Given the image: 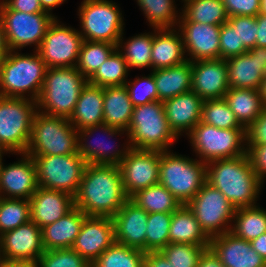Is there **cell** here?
Segmentation results:
<instances>
[{
    "mask_svg": "<svg viewBox=\"0 0 266 267\" xmlns=\"http://www.w3.org/2000/svg\"><path fill=\"white\" fill-rule=\"evenodd\" d=\"M243 46H238L237 30L228 21L220 25V59L238 56L246 53Z\"/></svg>",
    "mask_w": 266,
    "mask_h": 267,
    "instance_id": "cell-49",
    "label": "cell"
},
{
    "mask_svg": "<svg viewBox=\"0 0 266 267\" xmlns=\"http://www.w3.org/2000/svg\"><path fill=\"white\" fill-rule=\"evenodd\" d=\"M156 84L158 101H164L191 90L192 65L187 60L182 64L151 72Z\"/></svg>",
    "mask_w": 266,
    "mask_h": 267,
    "instance_id": "cell-30",
    "label": "cell"
},
{
    "mask_svg": "<svg viewBox=\"0 0 266 267\" xmlns=\"http://www.w3.org/2000/svg\"><path fill=\"white\" fill-rule=\"evenodd\" d=\"M129 199L138 207L143 208L147 213H173L182 205L181 202L161 184H156L137 191Z\"/></svg>",
    "mask_w": 266,
    "mask_h": 267,
    "instance_id": "cell-35",
    "label": "cell"
},
{
    "mask_svg": "<svg viewBox=\"0 0 266 267\" xmlns=\"http://www.w3.org/2000/svg\"><path fill=\"white\" fill-rule=\"evenodd\" d=\"M20 160L0 167V197L29 200L38 188L36 166L27 153Z\"/></svg>",
    "mask_w": 266,
    "mask_h": 267,
    "instance_id": "cell-18",
    "label": "cell"
},
{
    "mask_svg": "<svg viewBox=\"0 0 266 267\" xmlns=\"http://www.w3.org/2000/svg\"><path fill=\"white\" fill-rule=\"evenodd\" d=\"M30 220V200L0 197V235Z\"/></svg>",
    "mask_w": 266,
    "mask_h": 267,
    "instance_id": "cell-42",
    "label": "cell"
},
{
    "mask_svg": "<svg viewBox=\"0 0 266 267\" xmlns=\"http://www.w3.org/2000/svg\"><path fill=\"white\" fill-rule=\"evenodd\" d=\"M228 22L237 30L238 46H243L247 51L255 47L256 16H231Z\"/></svg>",
    "mask_w": 266,
    "mask_h": 267,
    "instance_id": "cell-48",
    "label": "cell"
},
{
    "mask_svg": "<svg viewBox=\"0 0 266 267\" xmlns=\"http://www.w3.org/2000/svg\"><path fill=\"white\" fill-rule=\"evenodd\" d=\"M203 103L192 90L163 101L168 124L178 138L184 136L181 133L188 135L201 121Z\"/></svg>",
    "mask_w": 266,
    "mask_h": 267,
    "instance_id": "cell-26",
    "label": "cell"
},
{
    "mask_svg": "<svg viewBox=\"0 0 266 267\" xmlns=\"http://www.w3.org/2000/svg\"><path fill=\"white\" fill-rule=\"evenodd\" d=\"M187 136L196 157L204 163L247 153L245 128L220 129L200 121Z\"/></svg>",
    "mask_w": 266,
    "mask_h": 267,
    "instance_id": "cell-9",
    "label": "cell"
},
{
    "mask_svg": "<svg viewBox=\"0 0 266 267\" xmlns=\"http://www.w3.org/2000/svg\"><path fill=\"white\" fill-rule=\"evenodd\" d=\"M247 155L256 175L264 184L266 180V145H248Z\"/></svg>",
    "mask_w": 266,
    "mask_h": 267,
    "instance_id": "cell-52",
    "label": "cell"
},
{
    "mask_svg": "<svg viewBox=\"0 0 266 267\" xmlns=\"http://www.w3.org/2000/svg\"><path fill=\"white\" fill-rule=\"evenodd\" d=\"M114 242L112 218L87 216L72 248L92 264Z\"/></svg>",
    "mask_w": 266,
    "mask_h": 267,
    "instance_id": "cell-20",
    "label": "cell"
},
{
    "mask_svg": "<svg viewBox=\"0 0 266 267\" xmlns=\"http://www.w3.org/2000/svg\"><path fill=\"white\" fill-rule=\"evenodd\" d=\"M46 70V64L37 51L34 54H22L9 50L0 62V96L37 101Z\"/></svg>",
    "mask_w": 266,
    "mask_h": 267,
    "instance_id": "cell-3",
    "label": "cell"
},
{
    "mask_svg": "<svg viewBox=\"0 0 266 267\" xmlns=\"http://www.w3.org/2000/svg\"><path fill=\"white\" fill-rule=\"evenodd\" d=\"M36 112L34 100L0 96V146L9 154L26 153Z\"/></svg>",
    "mask_w": 266,
    "mask_h": 267,
    "instance_id": "cell-8",
    "label": "cell"
},
{
    "mask_svg": "<svg viewBox=\"0 0 266 267\" xmlns=\"http://www.w3.org/2000/svg\"><path fill=\"white\" fill-rule=\"evenodd\" d=\"M116 4L109 0L82 1L78 16L83 40L118 44L125 24L122 11Z\"/></svg>",
    "mask_w": 266,
    "mask_h": 267,
    "instance_id": "cell-10",
    "label": "cell"
},
{
    "mask_svg": "<svg viewBox=\"0 0 266 267\" xmlns=\"http://www.w3.org/2000/svg\"><path fill=\"white\" fill-rule=\"evenodd\" d=\"M112 219L115 242L145 252L148 213L128 199Z\"/></svg>",
    "mask_w": 266,
    "mask_h": 267,
    "instance_id": "cell-23",
    "label": "cell"
},
{
    "mask_svg": "<svg viewBox=\"0 0 266 267\" xmlns=\"http://www.w3.org/2000/svg\"><path fill=\"white\" fill-rule=\"evenodd\" d=\"M181 17L178 22H198L222 25L228 15L222 0H182Z\"/></svg>",
    "mask_w": 266,
    "mask_h": 267,
    "instance_id": "cell-34",
    "label": "cell"
},
{
    "mask_svg": "<svg viewBox=\"0 0 266 267\" xmlns=\"http://www.w3.org/2000/svg\"><path fill=\"white\" fill-rule=\"evenodd\" d=\"M103 102V124L127 131L134 106L125 85L103 88Z\"/></svg>",
    "mask_w": 266,
    "mask_h": 267,
    "instance_id": "cell-31",
    "label": "cell"
},
{
    "mask_svg": "<svg viewBox=\"0 0 266 267\" xmlns=\"http://www.w3.org/2000/svg\"><path fill=\"white\" fill-rule=\"evenodd\" d=\"M26 153L30 156H58L78 153L77 130L64 117L35 113Z\"/></svg>",
    "mask_w": 266,
    "mask_h": 267,
    "instance_id": "cell-6",
    "label": "cell"
},
{
    "mask_svg": "<svg viewBox=\"0 0 266 267\" xmlns=\"http://www.w3.org/2000/svg\"><path fill=\"white\" fill-rule=\"evenodd\" d=\"M206 182L221 191L235 209L256 206L264 186L247 153L206 163Z\"/></svg>",
    "mask_w": 266,
    "mask_h": 267,
    "instance_id": "cell-2",
    "label": "cell"
},
{
    "mask_svg": "<svg viewBox=\"0 0 266 267\" xmlns=\"http://www.w3.org/2000/svg\"><path fill=\"white\" fill-rule=\"evenodd\" d=\"M98 131L101 132L103 135L107 136L108 139L116 137V135L117 137L119 135L121 136L125 132L127 138H129L126 130L110 127L106 124L85 127L80 130H77L78 154L84 159L87 164H106L118 166L122 159L131 149L129 140L126 141V146L124 145L123 149H120V146L118 147V145L112 146L110 144V141L105 143L104 139H102L101 141V139L97 138V144L95 142L93 143L92 141L90 142L89 139L91 135L93 136V134Z\"/></svg>",
    "mask_w": 266,
    "mask_h": 267,
    "instance_id": "cell-17",
    "label": "cell"
},
{
    "mask_svg": "<svg viewBox=\"0 0 266 267\" xmlns=\"http://www.w3.org/2000/svg\"><path fill=\"white\" fill-rule=\"evenodd\" d=\"M191 65V90L203 100L224 98L229 90L228 70L225 60H197L191 61Z\"/></svg>",
    "mask_w": 266,
    "mask_h": 267,
    "instance_id": "cell-22",
    "label": "cell"
},
{
    "mask_svg": "<svg viewBox=\"0 0 266 267\" xmlns=\"http://www.w3.org/2000/svg\"><path fill=\"white\" fill-rule=\"evenodd\" d=\"M260 14L266 15V0H261V3H260Z\"/></svg>",
    "mask_w": 266,
    "mask_h": 267,
    "instance_id": "cell-62",
    "label": "cell"
},
{
    "mask_svg": "<svg viewBox=\"0 0 266 267\" xmlns=\"http://www.w3.org/2000/svg\"><path fill=\"white\" fill-rule=\"evenodd\" d=\"M9 49L5 39L4 25L0 17V62L8 55Z\"/></svg>",
    "mask_w": 266,
    "mask_h": 267,
    "instance_id": "cell-58",
    "label": "cell"
},
{
    "mask_svg": "<svg viewBox=\"0 0 266 267\" xmlns=\"http://www.w3.org/2000/svg\"><path fill=\"white\" fill-rule=\"evenodd\" d=\"M128 72L126 60L116 49L88 79V83L102 88L123 86L128 80Z\"/></svg>",
    "mask_w": 266,
    "mask_h": 267,
    "instance_id": "cell-38",
    "label": "cell"
},
{
    "mask_svg": "<svg viewBox=\"0 0 266 267\" xmlns=\"http://www.w3.org/2000/svg\"><path fill=\"white\" fill-rule=\"evenodd\" d=\"M123 39L122 34L117 44V50L126 60L129 70L130 68L143 69L145 67H151L152 69L151 51L153 33H141L129 38L126 42Z\"/></svg>",
    "mask_w": 266,
    "mask_h": 267,
    "instance_id": "cell-37",
    "label": "cell"
},
{
    "mask_svg": "<svg viewBox=\"0 0 266 267\" xmlns=\"http://www.w3.org/2000/svg\"><path fill=\"white\" fill-rule=\"evenodd\" d=\"M169 243L210 245V238L201 229L193 211L182 204L172 213Z\"/></svg>",
    "mask_w": 266,
    "mask_h": 267,
    "instance_id": "cell-32",
    "label": "cell"
},
{
    "mask_svg": "<svg viewBox=\"0 0 266 267\" xmlns=\"http://www.w3.org/2000/svg\"><path fill=\"white\" fill-rule=\"evenodd\" d=\"M206 183V163L188 156L160 151L159 184L181 204H187Z\"/></svg>",
    "mask_w": 266,
    "mask_h": 267,
    "instance_id": "cell-7",
    "label": "cell"
},
{
    "mask_svg": "<svg viewBox=\"0 0 266 267\" xmlns=\"http://www.w3.org/2000/svg\"><path fill=\"white\" fill-rule=\"evenodd\" d=\"M64 2H66V0H40L42 8L50 14H52L51 11L54 8L59 5H62Z\"/></svg>",
    "mask_w": 266,
    "mask_h": 267,
    "instance_id": "cell-59",
    "label": "cell"
},
{
    "mask_svg": "<svg viewBox=\"0 0 266 267\" xmlns=\"http://www.w3.org/2000/svg\"><path fill=\"white\" fill-rule=\"evenodd\" d=\"M4 153H9L6 149H4L3 147L0 146V167L2 165V158H3V155Z\"/></svg>",
    "mask_w": 266,
    "mask_h": 267,
    "instance_id": "cell-63",
    "label": "cell"
},
{
    "mask_svg": "<svg viewBox=\"0 0 266 267\" xmlns=\"http://www.w3.org/2000/svg\"><path fill=\"white\" fill-rule=\"evenodd\" d=\"M128 199L117 165L87 164L74 206L87 216L112 218Z\"/></svg>",
    "mask_w": 266,
    "mask_h": 267,
    "instance_id": "cell-1",
    "label": "cell"
},
{
    "mask_svg": "<svg viewBox=\"0 0 266 267\" xmlns=\"http://www.w3.org/2000/svg\"><path fill=\"white\" fill-rule=\"evenodd\" d=\"M228 17L257 16L260 13L261 0H222Z\"/></svg>",
    "mask_w": 266,
    "mask_h": 267,
    "instance_id": "cell-50",
    "label": "cell"
},
{
    "mask_svg": "<svg viewBox=\"0 0 266 267\" xmlns=\"http://www.w3.org/2000/svg\"><path fill=\"white\" fill-rule=\"evenodd\" d=\"M87 82L76 67L47 68L37 111L69 119Z\"/></svg>",
    "mask_w": 266,
    "mask_h": 267,
    "instance_id": "cell-4",
    "label": "cell"
},
{
    "mask_svg": "<svg viewBox=\"0 0 266 267\" xmlns=\"http://www.w3.org/2000/svg\"><path fill=\"white\" fill-rule=\"evenodd\" d=\"M116 49L112 43L83 40L76 68L88 80Z\"/></svg>",
    "mask_w": 266,
    "mask_h": 267,
    "instance_id": "cell-41",
    "label": "cell"
},
{
    "mask_svg": "<svg viewBox=\"0 0 266 267\" xmlns=\"http://www.w3.org/2000/svg\"><path fill=\"white\" fill-rule=\"evenodd\" d=\"M127 133L131 148L166 151L178 137L166 119L163 101H153L133 108Z\"/></svg>",
    "mask_w": 266,
    "mask_h": 267,
    "instance_id": "cell-5",
    "label": "cell"
},
{
    "mask_svg": "<svg viewBox=\"0 0 266 267\" xmlns=\"http://www.w3.org/2000/svg\"><path fill=\"white\" fill-rule=\"evenodd\" d=\"M225 267H266L250 241L226 232L210 238V246Z\"/></svg>",
    "mask_w": 266,
    "mask_h": 267,
    "instance_id": "cell-24",
    "label": "cell"
},
{
    "mask_svg": "<svg viewBox=\"0 0 266 267\" xmlns=\"http://www.w3.org/2000/svg\"><path fill=\"white\" fill-rule=\"evenodd\" d=\"M232 222L229 232L251 241L266 232V210L259 205L236 209Z\"/></svg>",
    "mask_w": 266,
    "mask_h": 267,
    "instance_id": "cell-36",
    "label": "cell"
},
{
    "mask_svg": "<svg viewBox=\"0 0 266 267\" xmlns=\"http://www.w3.org/2000/svg\"><path fill=\"white\" fill-rule=\"evenodd\" d=\"M31 157L36 166L38 187L76 195L87 165L78 153Z\"/></svg>",
    "mask_w": 266,
    "mask_h": 267,
    "instance_id": "cell-12",
    "label": "cell"
},
{
    "mask_svg": "<svg viewBox=\"0 0 266 267\" xmlns=\"http://www.w3.org/2000/svg\"><path fill=\"white\" fill-rule=\"evenodd\" d=\"M172 213H148L145 253L159 252L169 244V229Z\"/></svg>",
    "mask_w": 266,
    "mask_h": 267,
    "instance_id": "cell-43",
    "label": "cell"
},
{
    "mask_svg": "<svg viewBox=\"0 0 266 267\" xmlns=\"http://www.w3.org/2000/svg\"><path fill=\"white\" fill-rule=\"evenodd\" d=\"M151 28H175L181 17L175 0H136ZM179 14V15H178Z\"/></svg>",
    "mask_w": 266,
    "mask_h": 267,
    "instance_id": "cell-39",
    "label": "cell"
},
{
    "mask_svg": "<svg viewBox=\"0 0 266 267\" xmlns=\"http://www.w3.org/2000/svg\"><path fill=\"white\" fill-rule=\"evenodd\" d=\"M224 99L245 129L266 108L260 91L256 89L229 88Z\"/></svg>",
    "mask_w": 266,
    "mask_h": 267,
    "instance_id": "cell-33",
    "label": "cell"
},
{
    "mask_svg": "<svg viewBox=\"0 0 266 267\" xmlns=\"http://www.w3.org/2000/svg\"><path fill=\"white\" fill-rule=\"evenodd\" d=\"M201 122L220 129L244 128L224 98L204 100Z\"/></svg>",
    "mask_w": 266,
    "mask_h": 267,
    "instance_id": "cell-44",
    "label": "cell"
},
{
    "mask_svg": "<svg viewBox=\"0 0 266 267\" xmlns=\"http://www.w3.org/2000/svg\"><path fill=\"white\" fill-rule=\"evenodd\" d=\"M125 87L134 107L158 101L157 88L152 73L141 78L136 77L134 81H127Z\"/></svg>",
    "mask_w": 266,
    "mask_h": 267,
    "instance_id": "cell-47",
    "label": "cell"
},
{
    "mask_svg": "<svg viewBox=\"0 0 266 267\" xmlns=\"http://www.w3.org/2000/svg\"><path fill=\"white\" fill-rule=\"evenodd\" d=\"M146 253L143 250L114 242L91 267H144Z\"/></svg>",
    "mask_w": 266,
    "mask_h": 267,
    "instance_id": "cell-40",
    "label": "cell"
},
{
    "mask_svg": "<svg viewBox=\"0 0 266 267\" xmlns=\"http://www.w3.org/2000/svg\"><path fill=\"white\" fill-rule=\"evenodd\" d=\"M30 200V216L41 229L52 224L70 212L74 206V197L52 189L38 187Z\"/></svg>",
    "mask_w": 266,
    "mask_h": 267,
    "instance_id": "cell-25",
    "label": "cell"
},
{
    "mask_svg": "<svg viewBox=\"0 0 266 267\" xmlns=\"http://www.w3.org/2000/svg\"><path fill=\"white\" fill-rule=\"evenodd\" d=\"M197 267H225L219 257L208 247L201 254Z\"/></svg>",
    "mask_w": 266,
    "mask_h": 267,
    "instance_id": "cell-54",
    "label": "cell"
},
{
    "mask_svg": "<svg viewBox=\"0 0 266 267\" xmlns=\"http://www.w3.org/2000/svg\"><path fill=\"white\" fill-rule=\"evenodd\" d=\"M259 91H260V95L263 98L264 105L266 106V75L263 78Z\"/></svg>",
    "mask_w": 266,
    "mask_h": 267,
    "instance_id": "cell-61",
    "label": "cell"
},
{
    "mask_svg": "<svg viewBox=\"0 0 266 267\" xmlns=\"http://www.w3.org/2000/svg\"><path fill=\"white\" fill-rule=\"evenodd\" d=\"M187 60L220 59V25L178 22Z\"/></svg>",
    "mask_w": 266,
    "mask_h": 267,
    "instance_id": "cell-19",
    "label": "cell"
},
{
    "mask_svg": "<svg viewBox=\"0 0 266 267\" xmlns=\"http://www.w3.org/2000/svg\"><path fill=\"white\" fill-rule=\"evenodd\" d=\"M251 247L266 261V232L250 241Z\"/></svg>",
    "mask_w": 266,
    "mask_h": 267,
    "instance_id": "cell-57",
    "label": "cell"
},
{
    "mask_svg": "<svg viewBox=\"0 0 266 267\" xmlns=\"http://www.w3.org/2000/svg\"><path fill=\"white\" fill-rule=\"evenodd\" d=\"M0 17L4 25L5 39L9 50L20 51L26 46H35L37 51L50 24L56 18L50 13H25L11 10L0 0ZM19 49V50H18Z\"/></svg>",
    "mask_w": 266,
    "mask_h": 267,
    "instance_id": "cell-11",
    "label": "cell"
},
{
    "mask_svg": "<svg viewBox=\"0 0 266 267\" xmlns=\"http://www.w3.org/2000/svg\"><path fill=\"white\" fill-rule=\"evenodd\" d=\"M187 206L209 238L230 231L236 209L221 191L209 183L201 187Z\"/></svg>",
    "mask_w": 266,
    "mask_h": 267,
    "instance_id": "cell-13",
    "label": "cell"
},
{
    "mask_svg": "<svg viewBox=\"0 0 266 267\" xmlns=\"http://www.w3.org/2000/svg\"><path fill=\"white\" fill-rule=\"evenodd\" d=\"M257 36L255 46L266 48V15L258 14L256 16Z\"/></svg>",
    "mask_w": 266,
    "mask_h": 267,
    "instance_id": "cell-56",
    "label": "cell"
},
{
    "mask_svg": "<svg viewBox=\"0 0 266 267\" xmlns=\"http://www.w3.org/2000/svg\"><path fill=\"white\" fill-rule=\"evenodd\" d=\"M44 252L42 229L31 220L0 235V261L35 264Z\"/></svg>",
    "mask_w": 266,
    "mask_h": 267,
    "instance_id": "cell-16",
    "label": "cell"
},
{
    "mask_svg": "<svg viewBox=\"0 0 266 267\" xmlns=\"http://www.w3.org/2000/svg\"><path fill=\"white\" fill-rule=\"evenodd\" d=\"M245 135L246 147L248 145H266V108L245 129Z\"/></svg>",
    "mask_w": 266,
    "mask_h": 267,
    "instance_id": "cell-51",
    "label": "cell"
},
{
    "mask_svg": "<svg viewBox=\"0 0 266 267\" xmlns=\"http://www.w3.org/2000/svg\"><path fill=\"white\" fill-rule=\"evenodd\" d=\"M144 267H172L166 257L159 252H146Z\"/></svg>",
    "mask_w": 266,
    "mask_h": 267,
    "instance_id": "cell-55",
    "label": "cell"
},
{
    "mask_svg": "<svg viewBox=\"0 0 266 267\" xmlns=\"http://www.w3.org/2000/svg\"><path fill=\"white\" fill-rule=\"evenodd\" d=\"M86 217L79 208L74 207L59 220L43 227L45 250L72 248Z\"/></svg>",
    "mask_w": 266,
    "mask_h": 267,
    "instance_id": "cell-28",
    "label": "cell"
},
{
    "mask_svg": "<svg viewBox=\"0 0 266 267\" xmlns=\"http://www.w3.org/2000/svg\"><path fill=\"white\" fill-rule=\"evenodd\" d=\"M82 42L83 37L78 30L60 24L56 17L37 52L47 68L76 67Z\"/></svg>",
    "mask_w": 266,
    "mask_h": 267,
    "instance_id": "cell-14",
    "label": "cell"
},
{
    "mask_svg": "<svg viewBox=\"0 0 266 267\" xmlns=\"http://www.w3.org/2000/svg\"><path fill=\"white\" fill-rule=\"evenodd\" d=\"M0 267H36V265L29 263H10L0 261Z\"/></svg>",
    "mask_w": 266,
    "mask_h": 267,
    "instance_id": "cell-60",
    "label": "cell"
},
{
    "mask_svg": "<svg viewBox=\"0 0 266 267\" xmlns=\"http://www.w3.org/2000/svg\"><path fill=\"white\" fill-rule=\"evenodd\" d=\"M125 194L159 184L160 151L131 148L118 165Z\"/></svg>",
    "mask_w": 266,
    "mask_h": 267,
    "instance_id": "cell-15",
    "label": "cell"
},
{
    "mask_svg": "<svg viewBox=\"0 0 266 267\" xmlns=\"http://www.w3.org/2000/svg\"><path fill=\"white\" fill-rule=\"evenodd\" d=\"M225 62L229 88L260 89L266 75V48L255 46Z\"/></svg>",
    "mask_w": 266,
    "mask_h": 267,
    "instance_id": "cell-21",
    "label": "cell"
},
{
    "mask_svg": "<svg viewBox=\"0 0 266 267\" xmlns=\"http://www.w3.org/2000/svg\"><path fill=\"white\" fill-rule=\"evenodd\" d=\"M103 88L86 83L69 118L76 130L103 124Z\"/></svg>",
    "mask_w": 266,
    "mask_h": 267,
    "instance_id": "cell-29",
    "label": "cell"
},
{
    "mask_svg": "<svg viewBox=\"0 0 266 267\" xmlns=\"http://www.w3.org/2000/svg\"><path fill=\"white\" fill-rule=\"evenodd\" d=\"M36 267H91L73 248L45 250Z\"/></svg>",
    "mask_w": 266,
    "mask_h": 267,
    "instance_id": "cell-46",
    "label": "cell"
},
{
    "mask_svg": "<svg viewBox=\"0 0 266 267\" xmlns=\"http://www.w3.org/2000/svg\"><path fill=\"white\" fill-rule=\"evenodd\" d=\"M210 245L169 243L160 252L172 267H197L203 251Z\"/></svg>",
    "mask_w": 266,
    "mask_h": 267,
    "instance_id": "cell-45",
    "label": "cell"
},
{
    "mask_svg": "<svg viewBox=\"0 0 266 267\" xmlns=\"http://www.w3.org/2000/svg\"><path fill=\"white\" fill-rule=\"evenodd\" d=\"M152 71L176 66L187 61L183 39L176 28H153Z\"/></svg>",
    "mask_w": 266,
    "mask_h": 267,
    "instance_id": "cell-27",
    "label": "cell"
},
{
    "mask_svg": "<svg viewBox=\"0 0 266 267\" xmlns=\"http://www.w3.org/2000/svg\"><path fill=\"white\" fill-rule=\"evenodd\" d=\"M11 10L25 13H48L40 0H2Z\"/></svg>",
    "mask_w": 266,
    "mask_h": 267,
    "instance_id": "cell-53",
    "label": "cell"
}]
</instances>
